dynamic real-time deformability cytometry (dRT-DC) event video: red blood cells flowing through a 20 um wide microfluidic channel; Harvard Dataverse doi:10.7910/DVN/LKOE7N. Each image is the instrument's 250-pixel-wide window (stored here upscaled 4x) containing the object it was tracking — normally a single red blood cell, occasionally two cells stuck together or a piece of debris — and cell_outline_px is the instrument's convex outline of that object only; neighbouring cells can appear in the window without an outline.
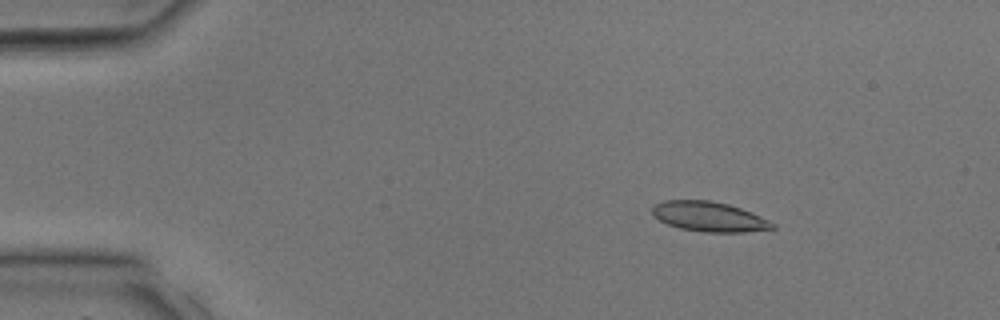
{"species": "common noctule bat (a hibernating species)", "species_latin": "Nyctalus noctula", "temperature_condition": "room temperature", "stored_images_in_passage": 32, "camera_frame_rate_fps": 3000, "um_per_image_px": 0.085, "animal": {"sex": "male", "body_mass_g": 17.9, "forearm_length_mm": 54.2}, "frame": {"image": 1, "passage_image": 3, "time_ms": 0.667, "image_size_px": [1000, 320], "cell_outline_px": [[776, 228], [744, 232], [704, 232], [680, 228], [668, 224], [660, 220], [652, 212], [652, 208], [656, 204], [664, 200], [708, 200], [728, 204], [740, 208], [760, 216], [776, 224]], "centroid_in_image_um": [60.29, 18.41], "position_along_channel_um": 24.7, "area_um2": 20.69}}
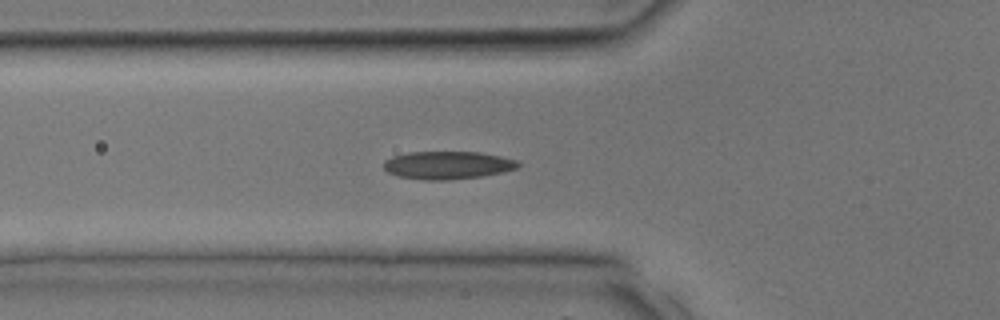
{"frame": {"image": 2, "passage_image": 10, "time_ms": 3.0, "image_size_px": [1000, 320], "cell_outline_px": [[520, 164], [516, 168], [504, 172], [484, 176], [448, 180], [424, 180], [400, 176], [388, 172], [384, 168], [384, 160], [392, 156], [408, 152], [480, 152], [520, 160]], "centroid_in_image_um": [38.08, 14.03], "position_along_channel_um": 87.7, "area_um2": 21.96}}
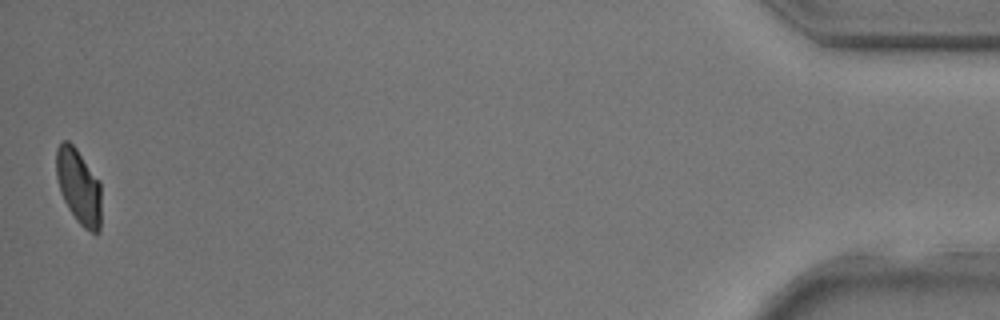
{"frame": {"image": 3, "passage_image": 31, "time_ms": 10.0, "image_size_px": [1000, 320], "cell_outline_px": [[100, 232], [96, 236], [84, 228], [76, 220], [68, 208], [60, 192], [56, 176], [56, 148], [64, 140], [68, 140], [76, 148], [100, 180]], "centroid_in_image_um": [6.69, 15.87], "position_along_channel_um": 428.5, "area_um2": 19.94}}